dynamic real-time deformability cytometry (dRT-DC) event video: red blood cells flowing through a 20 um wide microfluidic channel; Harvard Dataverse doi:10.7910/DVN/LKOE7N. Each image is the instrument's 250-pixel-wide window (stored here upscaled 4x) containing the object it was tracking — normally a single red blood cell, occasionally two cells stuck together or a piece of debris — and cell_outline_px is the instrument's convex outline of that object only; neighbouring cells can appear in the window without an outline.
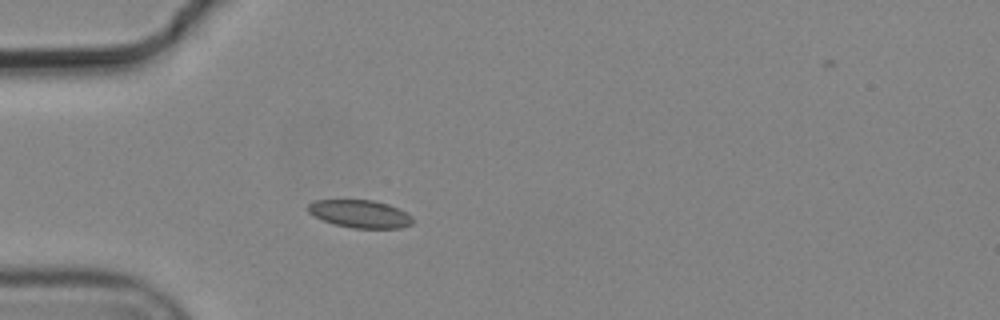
{"species": "common noctule bat (a hibernating species)", "species_latin": "Nyctalus noctula", "temperature_condition": "cold", "stored_images_in_passage": 4, "camera_frame_rate_fps": 3000, "um_per_image_px": 0.085, "animal": {"sex": "male", "body_mass_g": 19.2, "forearm_length_mm": 51.8}, "frame": {"image": 1, "passage_image": 4, "time_ms": 1.0, "image_size_px": [1000, 320], "cell_outline_px": [[412, 224], [400, 228], [352, 228], [332, 224], [308, 212], [308, 204], [316, 200], [372, 200], [388, 204], [412, 216]], "centroid_in_image_um": [30.59, 18.18], "position_along_channel_um": 54.4, "area_um2": 16.76}}